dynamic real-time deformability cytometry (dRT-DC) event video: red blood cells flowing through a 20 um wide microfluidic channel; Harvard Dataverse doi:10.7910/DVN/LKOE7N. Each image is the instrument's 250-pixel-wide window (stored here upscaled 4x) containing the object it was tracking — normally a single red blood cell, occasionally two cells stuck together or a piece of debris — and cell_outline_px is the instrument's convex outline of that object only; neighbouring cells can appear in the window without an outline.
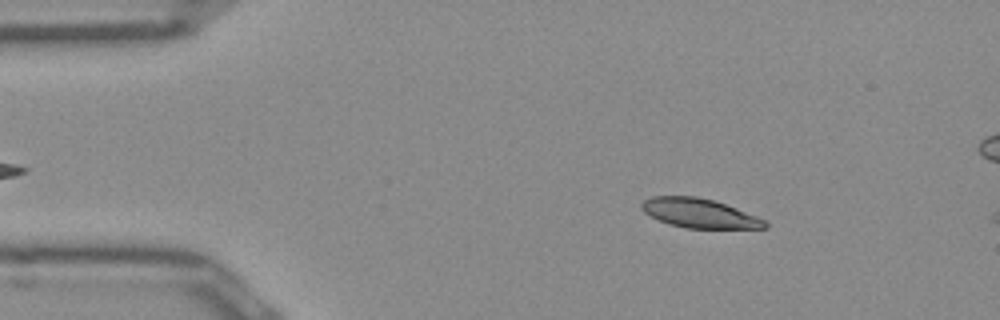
{"species": "Egyptian fruit bat (a non-hibernating species)", "species_latin": "Rousettus aegyptiacus", "temperature_condition": "room temperature", "stored_images_in_passage": 51, "camera_frame_rate_fps": 3000, "um_per_image_px": 0.085, "frame": {"image": 1, "passage_image": 7, "time_ms": 2.0, "image_size_px": [1000, 320], "cell_outline_px": [[768, 228], [688, 228], [668, 224], [644, 212], [640, 208], [640, 204], [644, 200], [652, 196], [696, 196], [712, 200], [736, 208], [756, 216], [764, 220], [768, 224]], "centroid_in_image_um": [59.42, 18.12], "position_along_channel_um": 25.6, "area_um2": 20.81}}
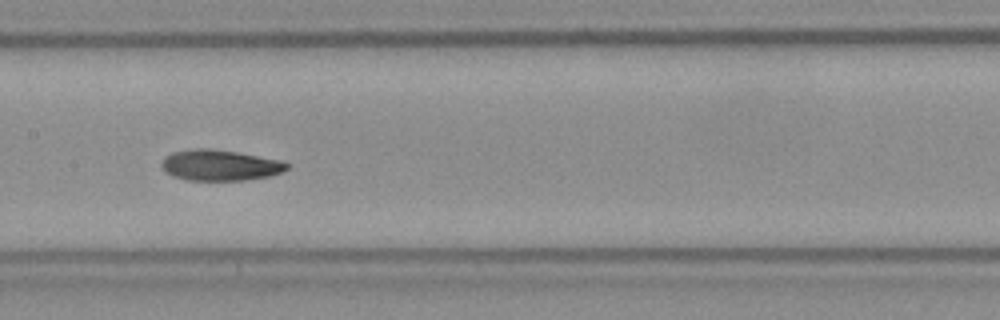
{"frame": {"image": 2, "passage_image": 24, "time_ms": 7.667, "image_size_px": [1000, 320], "cell_outline_px": [[288, 168], [280, 172], [268, 176], [244, 180], [188, 180], [176, 176], [168, 172], [160, 164], [164, 156], [172, 152], [192, 148], [208, 148], [236, 152], [284, 160], [288, 164]], "centroid_in_image_um": [18.7, 14.02], "position_along_channel_um": 188.7, "area_um2": 22.37}}
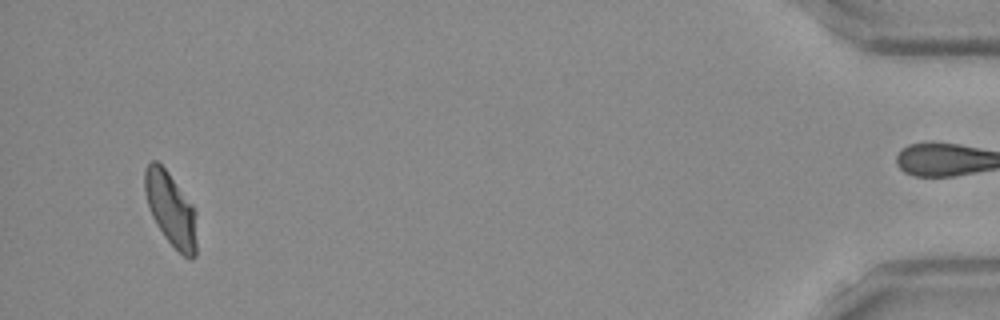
{"frame": {"image": 3, "passage_image": 48, "time_ms": 15.667, "image_size_px": [1000, 320], "cell_outline_px": [[196, 256], [192, 260], [184, 256], [164, 236], [152, 216], [148, 204], [144, 188], [144, 168], [152, 160], [156, 160], [168, 172], [192, 204], [196, 212]], "centroid_in_image_um": [14.53, 17.77], "position_along_channel_um": 420.7, "area_um2": 22.14}, "authors_computed_cell_mechanics": {"area_um2": 22.253, "velocity_mm_per_s": 3.9441, "shape_relaxation_time_tau1_ms": 7.1896, "shape_relaxation_time_tau2_ms": 3.4176, "deformation_change_tau1": 0.1661, "deformation_change_tau2": 0.0715}}